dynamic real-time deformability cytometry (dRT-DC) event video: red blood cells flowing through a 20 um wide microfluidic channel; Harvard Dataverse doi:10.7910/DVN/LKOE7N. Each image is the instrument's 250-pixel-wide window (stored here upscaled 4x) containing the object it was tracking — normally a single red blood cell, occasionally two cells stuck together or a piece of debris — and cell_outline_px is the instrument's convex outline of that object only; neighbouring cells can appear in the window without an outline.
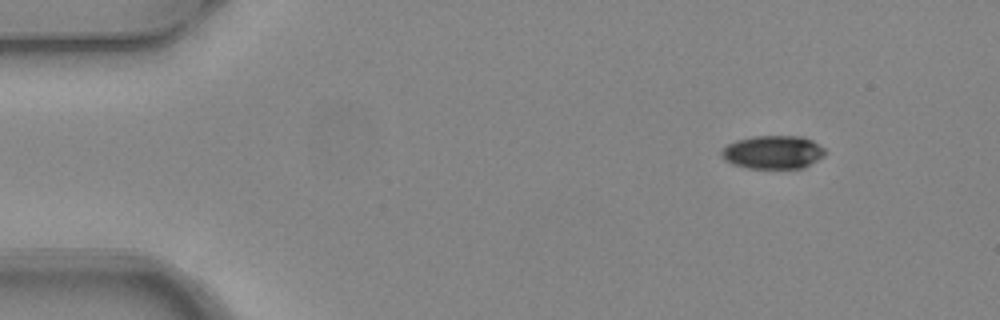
{"species": "common noctule bat (a hibernating species)", "species_latin": "Nyctalus noctula", "temperature_condition": "warm", "stored_images_in_passage": 4, "camera_frame_rate_fps": 3000, "um_per_image_px": 0.085, "animal": {"sex": "female", "body_mass_g": 24.6, "forearm_length_mm": 56.2}, "frame": {"image": 1, "passage_image": 1, "time_ms": 0.0, "image_size_px": [1000, 320], "cell_outline_px": [[824, 156], [804, 168], [748, 168], [732, 164], [724, 160], [720, 152], [728, 144], [736, 140], [752, 136], [800, 136], [812, 140], [824, 148]], "centroid_in_image_um": [65.69, 12.94], "position_along_channel_um": 19.3, "area_um2": 20.11}}
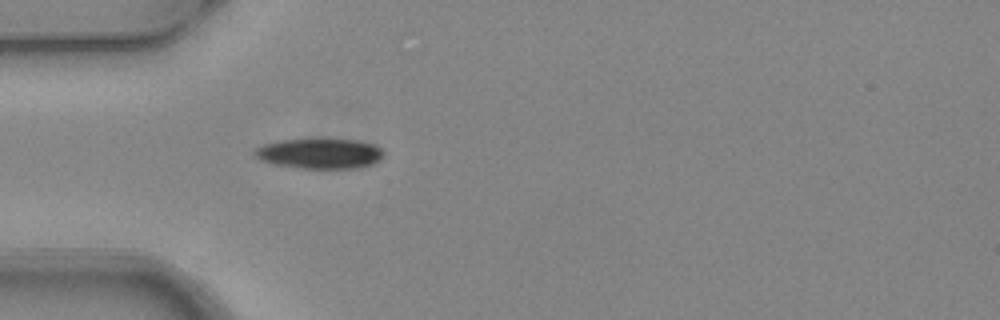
{"frame": {"image": 2, "passage_image": 4, "time_ms": 1.0, "image_size_px": [1000, 320], "cell_outline_px": [[384, 156], [380, 160], [372, 164], [356, 168], [300, 168], [272, 164], [260, 160], [252, 156], [252, 152], [256, 148], [264, 144], [280, 140], [320, 136], [356, 140], [372, 144], [380, 148], [384, 152]], "centroid_in_image_um": [27.13, 13.01], "position_along_channel_um": 57.9, "area_um2": 23.7}}